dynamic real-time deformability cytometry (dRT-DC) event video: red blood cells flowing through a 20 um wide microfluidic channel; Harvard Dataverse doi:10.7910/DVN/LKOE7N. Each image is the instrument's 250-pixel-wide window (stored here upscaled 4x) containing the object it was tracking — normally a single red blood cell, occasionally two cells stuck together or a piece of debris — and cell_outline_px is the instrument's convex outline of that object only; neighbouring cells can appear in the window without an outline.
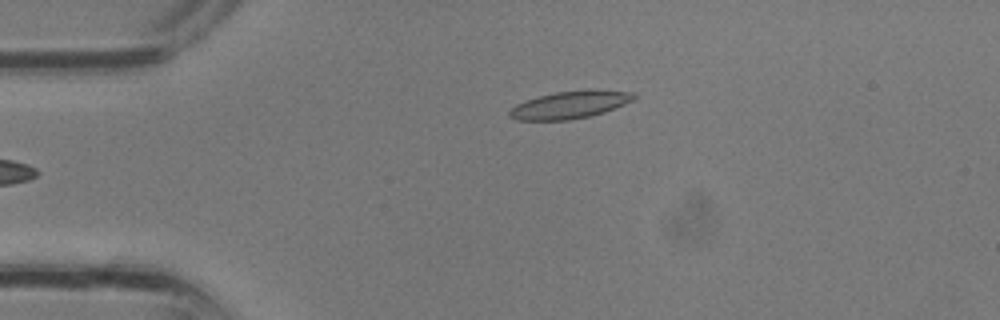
{"species": "common noctule bat (a hibernating species)", "species_latin": "Nyctalus noctula", "temperature_condition": "room temperature", "stored_images_in_passage": 23, "camera_frame_rate_fps": 3000, "um_per_image_px": 0.085, "animal": {"sex": "male", "body_mass_g": 13.3}, "frame": {"image": 1, "passage_image": 1, "time_ms": 0.0, "image_size_px": [1000, 320], "cell_outline_px": [[636, 96], [632, 100], [624, 104], [604, 112], [592, 116], [568, 120], [516, 120], [508, 116], [508, 112], [516, 104], [540, 96], [556, 92], [588, 88], [596, 88], [636, 92]], "centroid_in_image_um": [48.5, 8.88], "position_along_channel_um": 36.5, "area_um2": 20.23}}
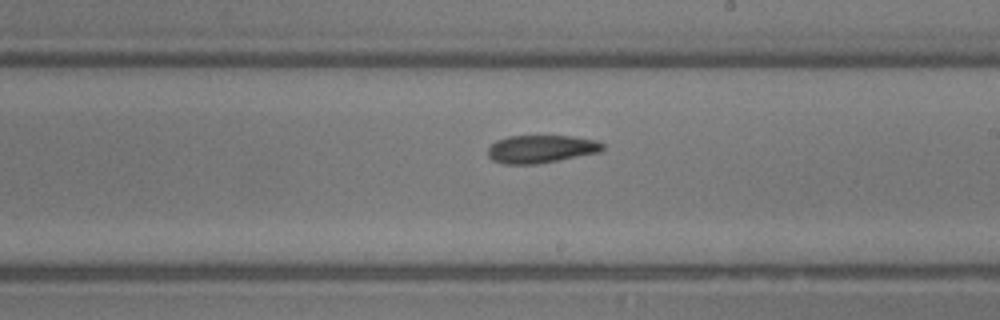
{"frame": {"image": 2, "passage_image": 13, "time_ms": 4.0, "image_size_px": [1000, 320], "cell_outline_px": [[604, 148], [600, 152], [560, 160], [536, 164], [504, 164], [492, 160], [488, 156], [488, 148], [496, 140], [508, 136], [572, 136], [596, 140], [604, 144]], "centroid_in_image_um": [45.99, 12.66], "position_along_channel_um": 243.0, "area_um2": 18.73}}
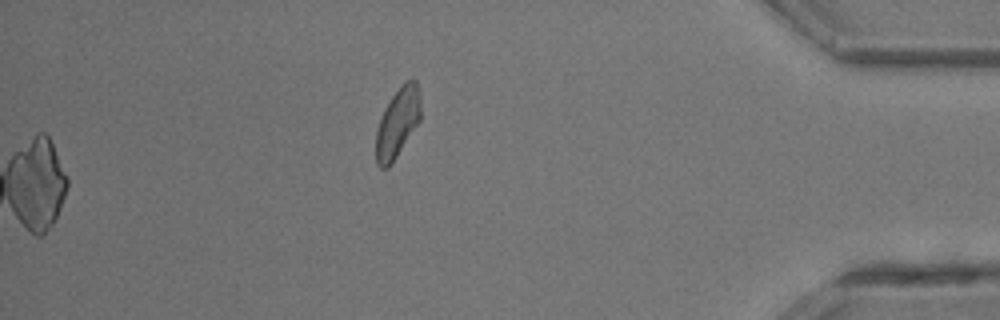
{"frame": {"image": 3, "passage_image": 23, "time_ms": 7.333, "image_size_px": [1000, 320], "cell_outline_px": [[420, 120], [392, 164], [388, 168], [380, 168], [376, 164], [376, 132], [384, 108], [392, 96], [404, 80], [416, 80], [420, 92]], "centroid_in_image_um": [33.79, 10.44], "position_along_channel_um": 401.4, "area_um2": 18.15}}